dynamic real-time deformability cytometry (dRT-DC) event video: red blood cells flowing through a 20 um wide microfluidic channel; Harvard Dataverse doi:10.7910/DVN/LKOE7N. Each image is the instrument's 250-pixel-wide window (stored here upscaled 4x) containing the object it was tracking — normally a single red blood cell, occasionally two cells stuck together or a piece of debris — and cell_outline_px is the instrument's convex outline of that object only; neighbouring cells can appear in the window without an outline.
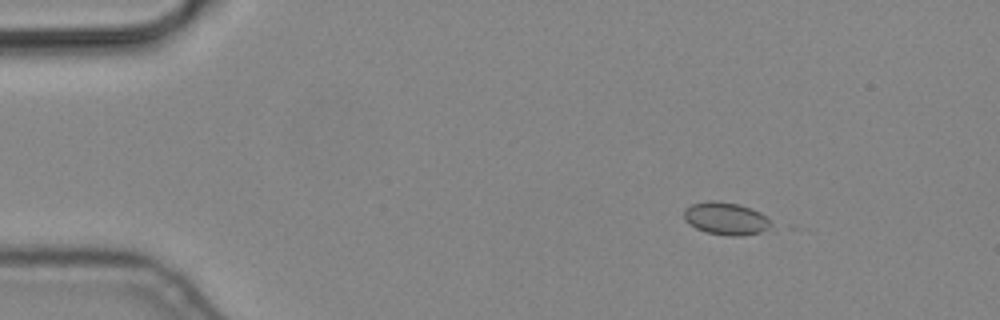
{"species": "common noctule bat (a hibernating species)", "species_latin": "Nyctalus noctula", "temperature_condition": "cold", "stored_images_in_passage": 6, "camera_frame_rate_fps": 3000, "um_per_image_px": 0.085, "animal": {"sex": "male", "body_mass_g": 19.2, "forearm_length_mm": 51.8}, "frame": {"image": 1, "passage_image": 2, "time_ms": 0.333, "image_size_px": [1000, 320], "cell_outline_px": [[776, 224], [760, 232], [740, 236], [732, 236], [704, 232], [688, 224], [684, 220], [684, 208], [692, 204], [708, 200], [712, 200], [740, 204], [760, 212]], "centroid_in_image_um": [61.7, 18.57], "position_along_channel_um": 23.3, "area_um2": 16.76}}
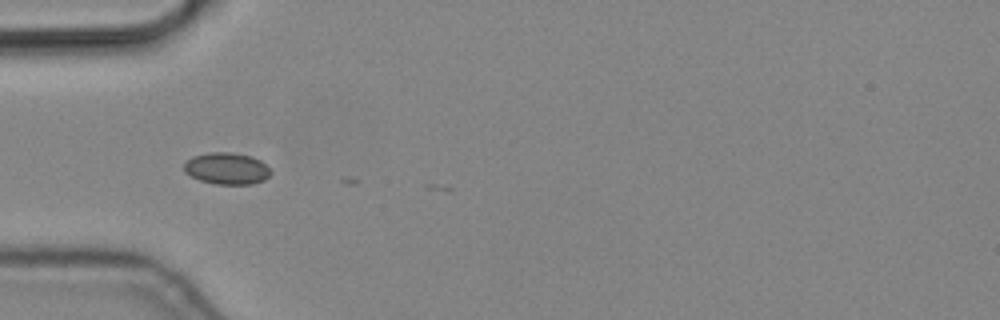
{"frame": {"image": 2, "passage_image": 5, "time_ms": 1.333, "image_size_px": [1000, 320], "cell_outline_px": [[272, 172], [264, 180], [252, 184], [216, 184], [200, 180], [184, 172], [184, 160], [192, 156], [208, 152], [232, 152], [252, 156], [260, 160]], "centroid_in_image_um": [19.25, 14.31], "position_along_channel_um": 65.8, "area_um2": 16.13}}